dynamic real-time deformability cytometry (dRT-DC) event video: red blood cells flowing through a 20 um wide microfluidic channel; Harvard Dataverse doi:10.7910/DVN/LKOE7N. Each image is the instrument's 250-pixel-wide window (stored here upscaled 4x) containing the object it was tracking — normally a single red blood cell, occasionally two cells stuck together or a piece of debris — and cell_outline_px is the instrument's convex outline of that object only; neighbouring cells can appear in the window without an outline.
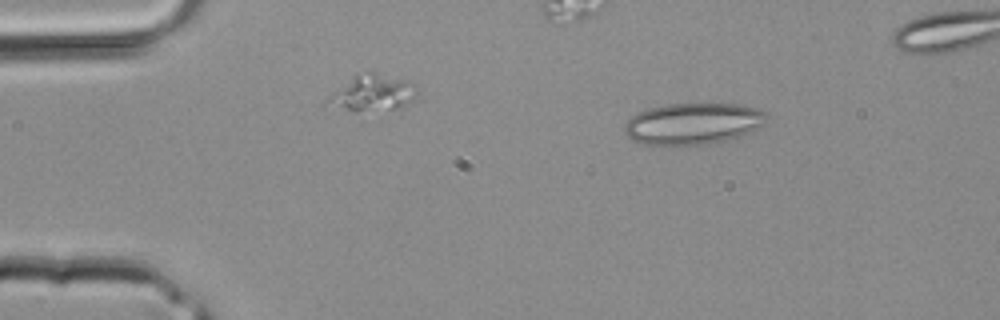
{"species": "common noctule bat (a hibernating species)", "species_latin": "Nyctalus noctula", "temperature_condition": "room temperature", "stored_images_in_passage": 3, "segment_of_instrument_passage": [2, 2], "camera_frame_rate_fps": 3000, "um_per_image_px": 0.085, "animal": {"sex": "male", "body_mass_g": 20.4}, "frame": {"image": 1, "passage_image": 3, "time_ms": 0.667, "image_size_px": [1000, 320], "cell_outline_px": [[768, 116], [764, 124], [740, 136], [724, 140], [700, 144], [668, 148], [640, 144], [632, 140], [624, 132], [624, 124], [636, 112], [648, 108], [668, 104], [740, 104], [760, 108], [768, 112]], "centroid_in_image_um": [58.86, 10.53], "position_along_channel_um": 26.1, "area_um2": 35.08}}